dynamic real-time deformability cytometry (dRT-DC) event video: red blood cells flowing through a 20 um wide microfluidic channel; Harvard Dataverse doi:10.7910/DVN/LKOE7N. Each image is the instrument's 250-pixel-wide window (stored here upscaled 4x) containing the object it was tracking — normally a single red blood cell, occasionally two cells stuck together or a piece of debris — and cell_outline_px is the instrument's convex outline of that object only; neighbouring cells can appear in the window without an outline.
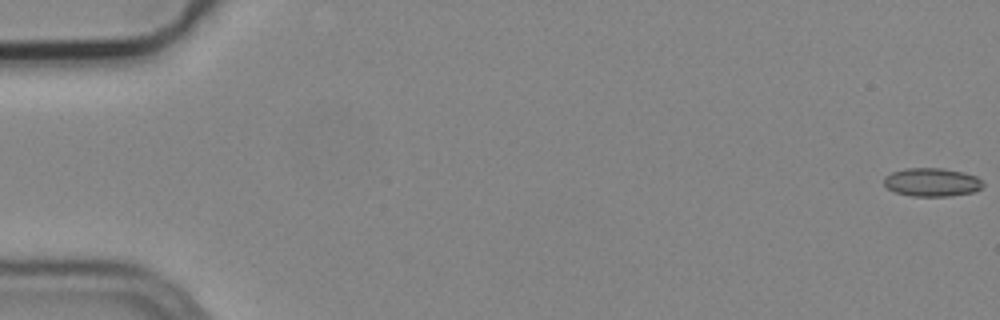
{"species": "common noctule bat (a hibernating species)", "species_latin": "Nyctalus noctula", "temperature_condition": "cold", "stored_images_in_passage": 14, "camera_frame_rate_fps": 3000, "um_per_image_px": 0.085, "animal": {"sex": "male", "body_mass_g": 19.2, "forearm_length_mm": 51.8}, "frame": {"image": 1, "passage_image": 1, "time_ms": 0.0, "image_size_px": [1000, 320], "cell_outline_px": [[984, 184], [980, 188], [972, 192], [948, 196], [912, 196], [896, 192], [888, 188], [884, 184], [884, 176], [892, 172], [904, 168], [944, 168], [976, 176]], "centroid_in_image_um": [79.17, 15.48], "position_along_channel_um": 5.8, "area_um2": 16.24}}
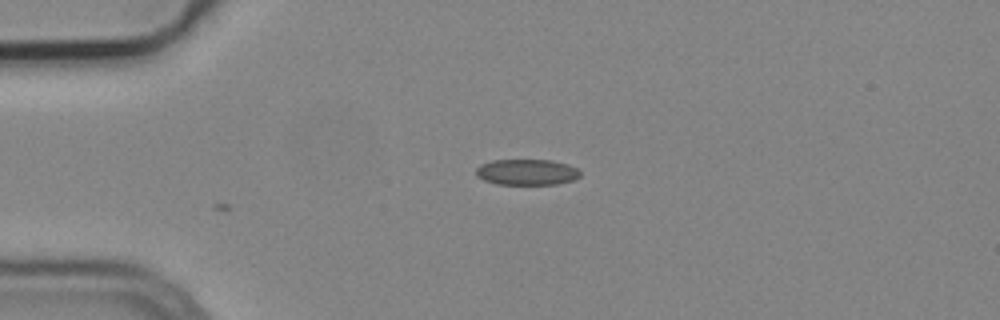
{"frame": {"image": 2, "passage_image": 14, "time_ms": 4.333, "image_size_px": [1000, 320], "cell_outline_px": [[580, 176], [572, 180], [556, 184], [496, 184], [484, 180], [476, 176], [476, 168], [480, 164], [492, 160], [552, 160], [568, 164], [576, 168], [580, 172]], "centroid_in_image_um": [44.75, 14.62], "position_along_channel_um": 40.2, "area_um2": 15.72}}